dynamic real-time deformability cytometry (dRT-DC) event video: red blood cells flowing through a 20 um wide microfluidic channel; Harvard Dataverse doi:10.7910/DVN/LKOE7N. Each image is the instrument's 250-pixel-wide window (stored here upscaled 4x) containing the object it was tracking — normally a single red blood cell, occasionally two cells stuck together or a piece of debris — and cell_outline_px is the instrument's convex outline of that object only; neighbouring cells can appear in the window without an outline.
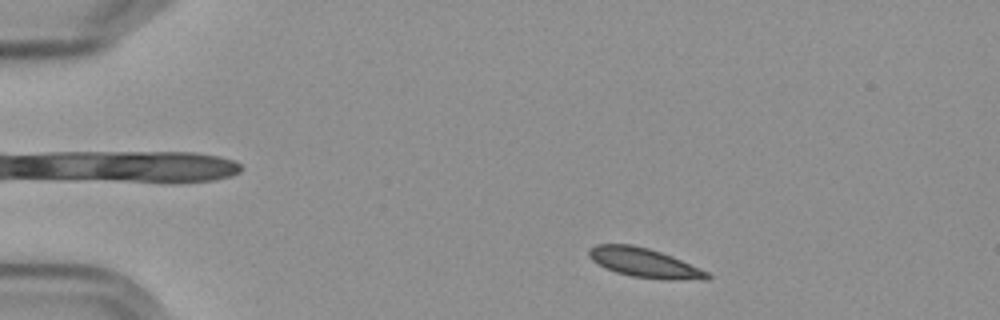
{"species": "Egyptian fruit bat (a non-hibernating species)", "species_latin": "Rousettus aegyptiacus", "temperature_condition": "cold", "stored_images_in_passage": 52, "camera_frame_rate_fps": 3000, "um_per_image_px": 0.085, "frame": {"image": 1, "passage_image": 5, "time_ms": 1.333, "image_size_px": [1000, 320], "cell_outline_px": [[712, 276], [708, 280], [668, 280], [632, 276], [616, 272], [604, 268], [592, 260], [588, 256], [588, 252], [596, 244], [632, 244], [648, 248], [672, 256], [708, 272]], "centroid_in_image_um": [54.79, 22.35], "position_along_channel_um": 30.2, "area_um2": 20.17}}
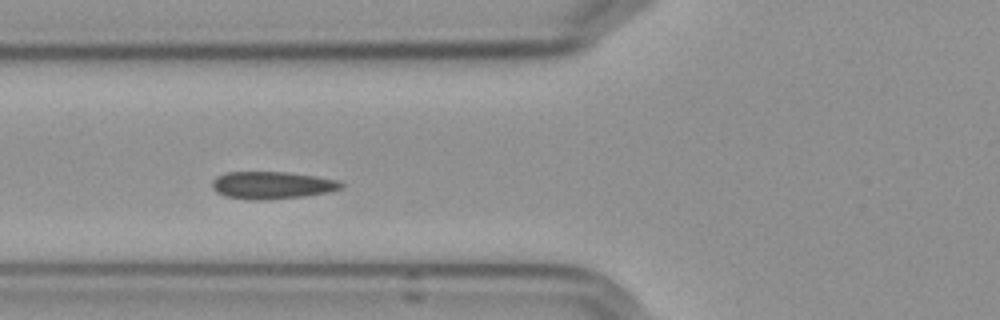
{"frame": {"image": 2, "passage_image": 17, "time_ms": 5.333, "image_size_px": [1000, 320], "cell_outline_px": [[344, 188], [328, 192], [304, 196], [264, 200], [248, 200], [224, 196], [216, 192], [212, 188], [212, 180], [216, 176], [228, 172], [288, 172], [316, 176], [340, 180], [344, 184]], "centroid_in_image_um": [23.13, 15.74], "position_along_channel_um": 102.7, "area_um2": 20.87}}
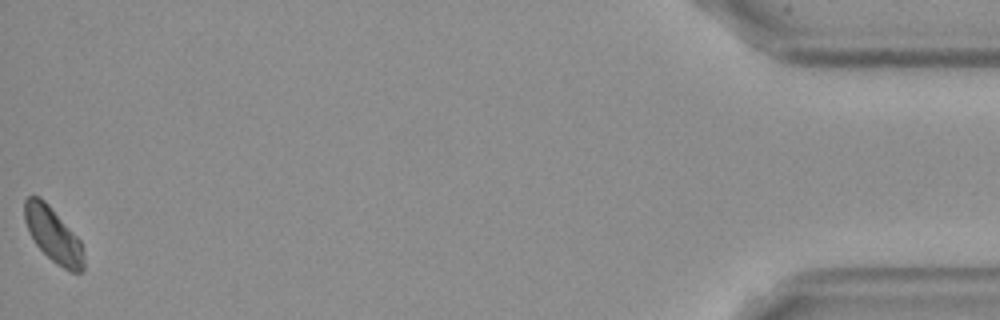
{"frame": {"image": 3, "passage_image": 52, "time_ms": 17.0, "image_size_px": [1000, 320], "cell_outline_px": [[84, 272], [72, 272], [56, 264], [36, 244], [24, 220], [24, 200], [28, 196], [40, 196], [48, 204], [80, 240], [84, 252]], "centroid_in_image_um": [4.54, 19.97], "position_along_channel_um": 430.7, "area_um2": 18.67}}